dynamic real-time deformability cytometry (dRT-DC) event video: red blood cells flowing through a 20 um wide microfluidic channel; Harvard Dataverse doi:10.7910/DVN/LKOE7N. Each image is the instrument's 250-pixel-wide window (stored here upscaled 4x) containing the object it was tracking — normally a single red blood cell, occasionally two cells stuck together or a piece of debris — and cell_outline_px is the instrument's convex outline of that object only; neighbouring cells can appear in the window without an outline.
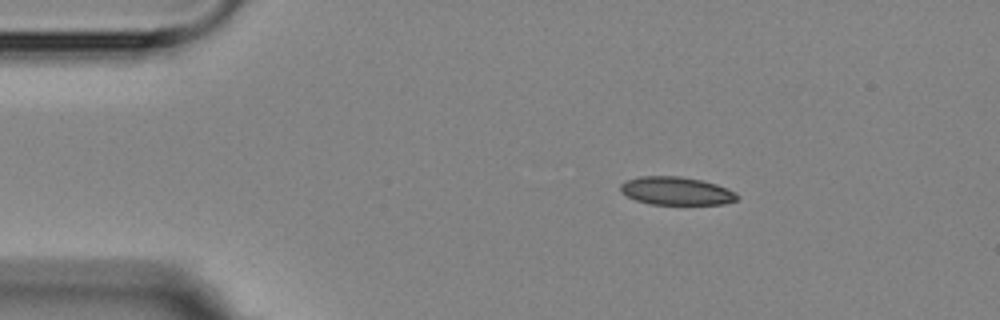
{"species": "Egyptian fruit bat (a non-hibernating species)", "species_latin": "Rousettus aegyptiacus", "temperature_condition": "room temperature", "stored_images_in_passage": 5, "camera_frame_rate_fps": 3000, "um_per_image_px": 0.085, "animal": {"sex": "female"}, "frame": {"image": 1, "passage_image": 3, "time_ms": 2.0, "image_size_px": [1000, 320], "cell_outline_px": [[740, 196], [736, 200], [724, 204], [648, 204], [636, 200], [620, 192], [620, 184], [624, 180], [640, 176], [680, 176], [700, 180], [716, 184], [728, 188], [736, 192]], "centroid_in_image_um": [57.47, 16.22], "position_along_channel_um": 27.5, "area_um2": 19.25}}
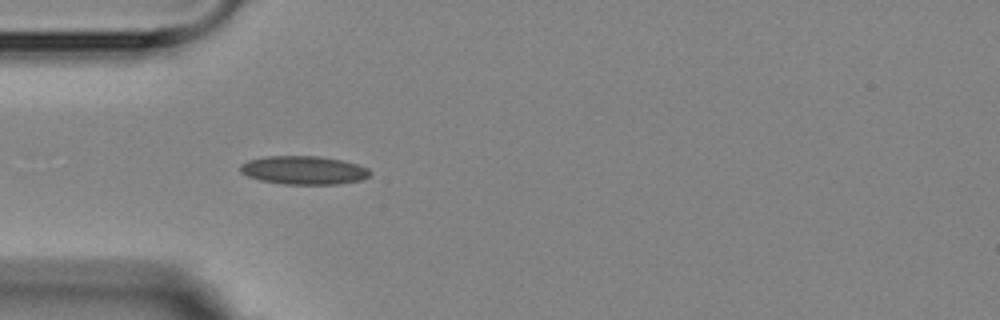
{"frame": {"image": 2, "passage_image": 5, "time_ms": 4.333, "image_size_px": [1000, 320], "cell_outline_px": [[372, 172], [368, 176], [360, 180], [336, 184], [284, 184], [260, 180], [248, 176], [240, 172], [240, 164], [248, 160], [268, 156], [320, 156], [340, 160], [356, 164], [368, 168]], "centroid_in_image_um": [25.79, 14.46], "position_along_channel_um": 59.2, "area_um2": 21.39}}